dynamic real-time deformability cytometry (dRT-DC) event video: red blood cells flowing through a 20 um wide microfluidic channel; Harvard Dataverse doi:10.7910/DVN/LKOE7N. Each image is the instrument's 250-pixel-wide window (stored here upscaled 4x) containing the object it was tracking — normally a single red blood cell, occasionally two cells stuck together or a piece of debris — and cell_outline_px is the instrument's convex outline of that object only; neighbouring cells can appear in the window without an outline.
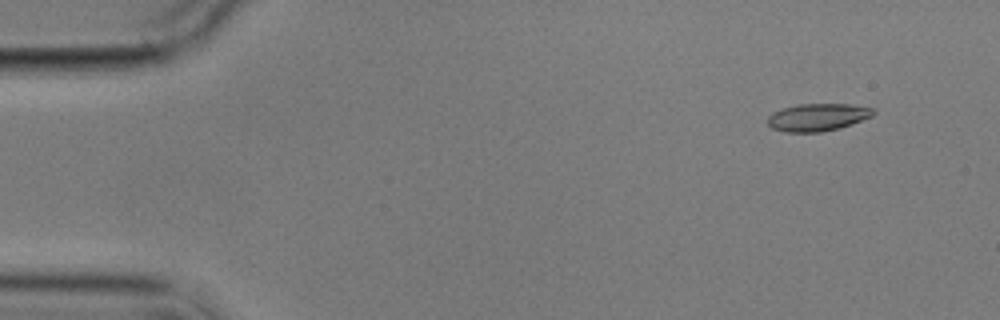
{"species": "common noctule bat (a hibernating species)", "species_latin": "Nyctalus noctula", "temperature_condition": "cold", "stored_images_in_passage": 6, "camera_frame_rate_fps": 3000, "um_per_image_px": 0.085, "animal": {"sex": "male", "body_mass_g": 17.9}, "frame": {"image": 1, "passage_image": 1, "time_ms": 0.0, "image_size_px": [1000, 320], "cell_outline_px": [[876, 112], [872, 116], [852, 124], [840, 128], [820, 132], [784, 132], [772, 128], [768, 124], [768, 116], [772, 112], [780, 108], [800, 104], [848, 104], [872, 108]], "centroid_in_image_um": [69.47, 9.96], "position_along_channel_um": 15.5, "area_um2": 16.99}}
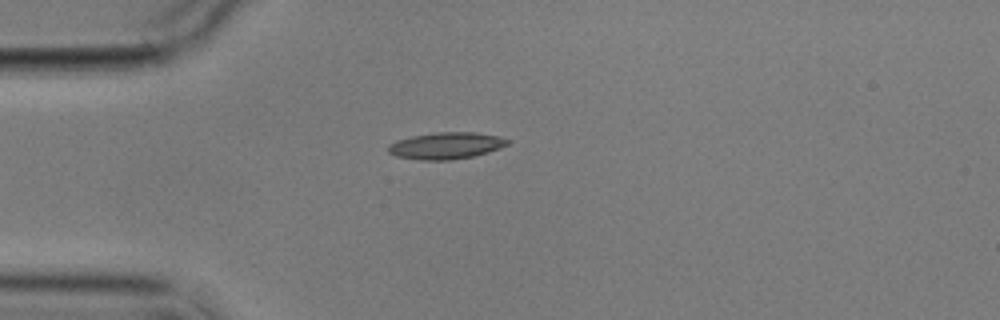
{"frame": {"image": 2, "passage_image": 4, "time_ms": 3.333, "image_size_px": [1000, 320], "cell_outline_px": [[512, 140], [508, 144], [500, 148], [488, 152], [472, 156], [452, 160], [420, 160], [396, 156], [388, 152], [388, 144], [396, 140], [412, 136], [436, 132], [476, 132], [500, 136]], "centroid_in_image_um": [37.93, 12.37], "position_along_channel_um": 47.1, "area_um2": 18.73}}
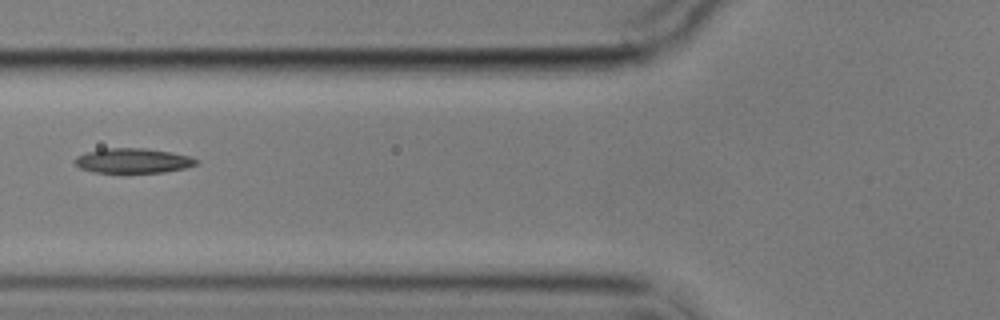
{"frame": {"image": 3, "passage_image": 6, "time_ms": 5.667, "image_size_px": [1000, 320], "cell_outline_px": [[196, 164], [184, 168], [164, 172], [92, 172], [80, 168], [72, 160], [76, 156], [88, 152], [104, 148], [144, 148], [172, 152], [188, 156], [196, 160]], "centroid_in_image_um": [11.24, 13.65], "position_along_channel_um": 114.6, "area_um2": 17.34}}